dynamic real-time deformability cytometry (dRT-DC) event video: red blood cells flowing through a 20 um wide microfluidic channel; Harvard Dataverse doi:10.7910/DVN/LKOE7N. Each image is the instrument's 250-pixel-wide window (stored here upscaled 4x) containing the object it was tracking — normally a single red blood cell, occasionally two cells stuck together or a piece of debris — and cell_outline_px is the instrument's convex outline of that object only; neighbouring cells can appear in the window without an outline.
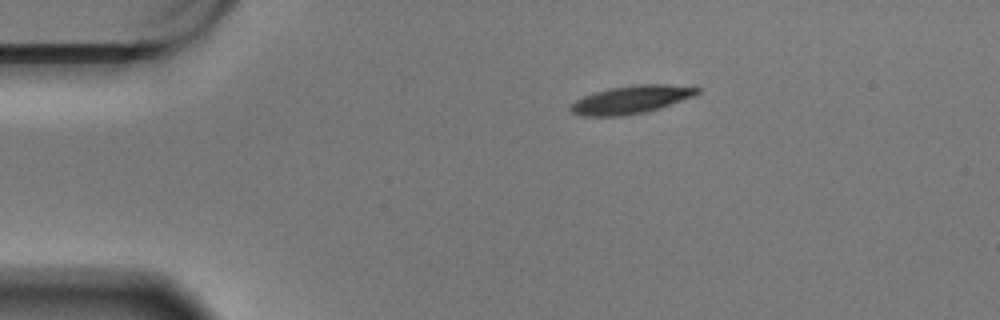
{"species": "Egyptian fruit bat (a non-hibernating species)", "species_latin": "Rousettus aegyptiacus", "temperature_condition": "warm", "stored_images_in_passage": 49, "camera_frame_rate_fps": 3000, "um_per_image_px": 0.085, "animal": {"sex": "male"}, "frame": {"image": 1, "passage_image": 1, "time_ms": 0.0, "image_size_px": [1000, 320], "cell_outline_px": [[700, 92], [696, 96], [660, 108], [644, 112], [624, 116], [580, 116], [572, 112], [568, 108], [576, 100], [584, 96], [596, 92], [612, 88], [636, 84], [668, 84], [700, 88]], "centroid_in_image_um": [53.68, 8.47], "position_along_channel_um": 31.3, "area_um2": 20.63}}
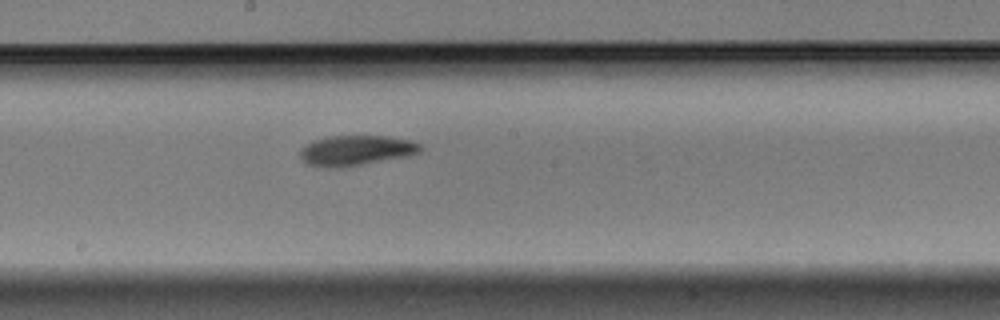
{"frame": {"image": 2, "passage_image": 22, "time_ms": 7.0, "image_size_px": [1000, 320], "cell_outline_px": [[424, 148], [420, 152], [408, 156], [336, 168], [328, 168], [308, 164], [300, 156], [300, 148], [312, 140], [328, 136], [388, 136], [412, 140], [420, 144]], "centroid_in_image_um": [30.27, 12.77], "position_along_channel_um": 217.9, "area_um2": 21.15}}
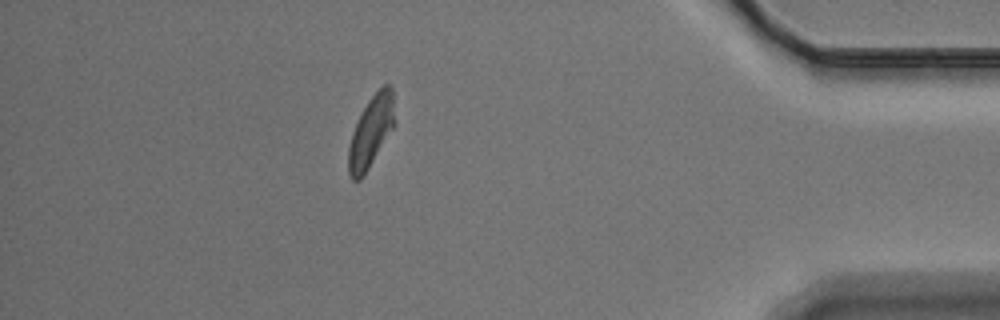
{"frame": {"image": 3, "passage_image": 42, "time_ms": 13.667, "image_size_px": [1000, 320], "cell_outline_px": [[396, 124], [364, 176], [360, 180], [352, 180], [348, 172], [348, 148], [352, 132], [368, 100], [384, 84], [388, 84], [392, 88], [396, 120]], "centroid_in_image_um": [31.56, 11.21], "position_along_channel_um": 403.6, "area_um2": 19.31}, "authors_computed_cell_mechanics": {"area_um2": 20.5768, "velocity_mm_per_s": 3.4149, "shape_relaxation_time_tau1_ms": 4.2119, "shape_relaxation_time_tau2_ms": null, "deformation_change_tau1": 0.1618, "deformation_change_tau2": null}}